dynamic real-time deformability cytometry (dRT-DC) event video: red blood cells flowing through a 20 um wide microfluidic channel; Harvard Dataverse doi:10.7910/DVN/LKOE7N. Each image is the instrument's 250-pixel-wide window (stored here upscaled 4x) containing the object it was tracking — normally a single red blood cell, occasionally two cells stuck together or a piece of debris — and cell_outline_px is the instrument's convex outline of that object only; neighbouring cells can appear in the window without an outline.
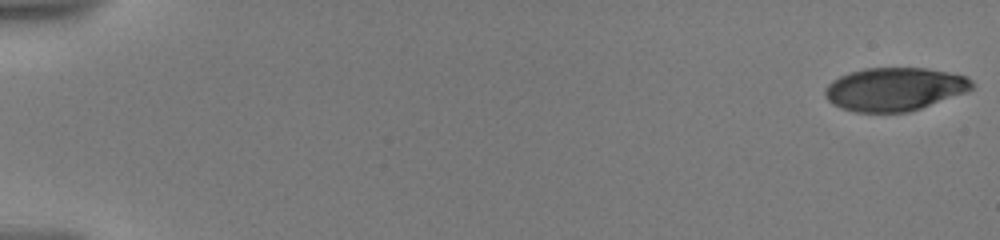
{"species": "human", "species_latin": "Homo sapiens", "temperature_condition": "warm", "stored_images_in_passage": 23, "camera_frame_rate_fps": 3000, "um_per_image_px": 0.085, "donor": {"sex": "male"}, "frame": {"image": 1, "passage_image": 1, "time_ms": 0.0, "image_size_px": [1000, 240], "cell_outline_px": [[972, 88], [968, 92], [908, 112], [856, 112], [840, 108], [832, 104], [824, 96], [824, 88], [832, 80], [848, 72], [864, 68], [928, 68], [968, 76], [972, 80]], "centroid_in_image_um": [76.02, 7.57], "position_along_channel_um": 9.0, "area_um2": 37.28}}
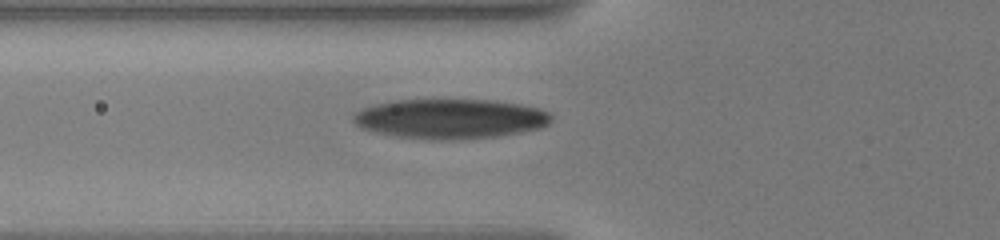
{"frame": {"image": 2, "passage_image": 20, "time_ms": 7.333, "image_size_px": [1000, 240], "cell_outline_px": [[552, 120], [548, 124], [540, 128], [496, 136], [392, 136], [360, 128], [352, 120], [352, 116], [360, 108], [372, 104], [392, 100], [496, 100], [520, 104], [540, 108], [548, 112], [552, 116]], "centroid_in_image_um": [38.24, 10.03], "position_along_channel_um": 87.6, "area_um2": 44.45}}
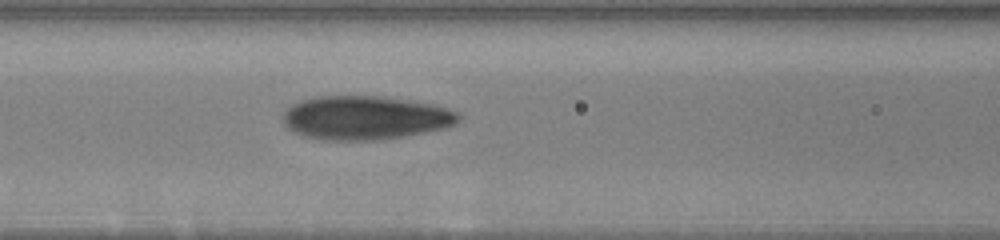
{"frame": {"image": 3, "passage_image": 23, "time_ms": 8.667, "image_size_px": [1000, 240], "cell_outline_px": [[460, 120], [456, 124], [424, 132], [404, 136], [372, 140], [328, 140], [304, 136], [288, 128], [284, 124], [284, 112], [292, 104], [300, 100], [316, 96], [384, 96], [412, 100], [436, 104], [460, 112]], "centroid_in_image_um": [31.08, 9.99], "position_along_channel_um": 135.5, "area_um2": 44.85}}